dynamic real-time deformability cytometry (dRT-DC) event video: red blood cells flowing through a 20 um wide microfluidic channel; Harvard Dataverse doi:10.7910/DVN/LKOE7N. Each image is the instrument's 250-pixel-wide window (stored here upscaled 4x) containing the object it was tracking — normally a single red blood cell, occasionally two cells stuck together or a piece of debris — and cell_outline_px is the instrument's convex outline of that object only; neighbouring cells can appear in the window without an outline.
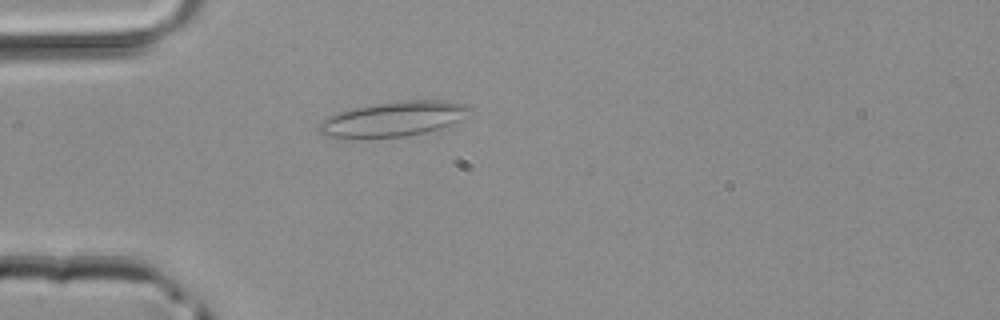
{"species": "common noctule bat (a hibernating species)", "species_latin": "Nyctalus noctula", "temperature_condition": "room temperature", "stored_images_in_passage": 1, "camera_frame_rate_fps": 3000, "um_per_image_px": 0.085, "animal": {"sex": "male", "body_mass_g": 20.4}, "frame": {"image": 1, "passage_image": 1, "time_ms": 0.0, "image_size_px": [1000, 320], "cell_outline_px": [[472, 108], [460, 120], [440, 128], [424, 132], [404, 136], [324, 136], [316, 128], [324, 120], [340, 112], [356, 108], [376, 104], [408, 100], [444, 100], [464, 104]], "centroid_in_image_um": [33.5, 10.09], "position_along_channel_um": 51.5, "area_um2": 29.36}}